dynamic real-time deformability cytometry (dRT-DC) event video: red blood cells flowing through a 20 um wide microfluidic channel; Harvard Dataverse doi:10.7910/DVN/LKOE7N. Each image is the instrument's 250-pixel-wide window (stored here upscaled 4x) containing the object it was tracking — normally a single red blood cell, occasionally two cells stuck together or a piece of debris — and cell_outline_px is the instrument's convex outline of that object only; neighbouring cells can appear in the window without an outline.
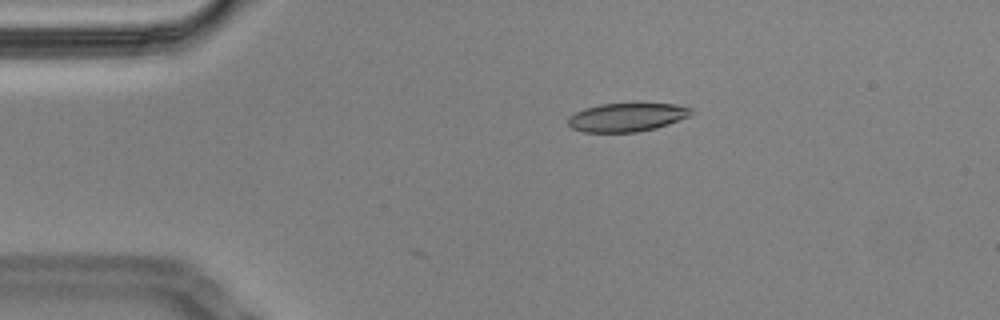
{"species": "Egyptian fruit bat (a non-hibernating species)", "species_latin": "Rousettus aegyptiacus", "temperature_condition": "cold", "stored_images_in_passage": 3, "camera_frame_rate_fps": 3000, "um_per_image_px": 0.085, "animal": {"sex": "male"}, "frame": {"image": 1, "passage_image": 3, "time_ms": 0.667, "image_size_px": [1000, 320], "cell_outline_px": [[692, 112], [688, 116], [668, 124], [656, 128], [636, 132], [584, 132], [572, 128], [568, 124], [568, 116], [584, 108], [600, 104], [676, 104], [692, 108]], "centroid_in_image_um": [53.25, 9.97], "position_along_channel_um": 31.8, "area_um2": 20.29}}